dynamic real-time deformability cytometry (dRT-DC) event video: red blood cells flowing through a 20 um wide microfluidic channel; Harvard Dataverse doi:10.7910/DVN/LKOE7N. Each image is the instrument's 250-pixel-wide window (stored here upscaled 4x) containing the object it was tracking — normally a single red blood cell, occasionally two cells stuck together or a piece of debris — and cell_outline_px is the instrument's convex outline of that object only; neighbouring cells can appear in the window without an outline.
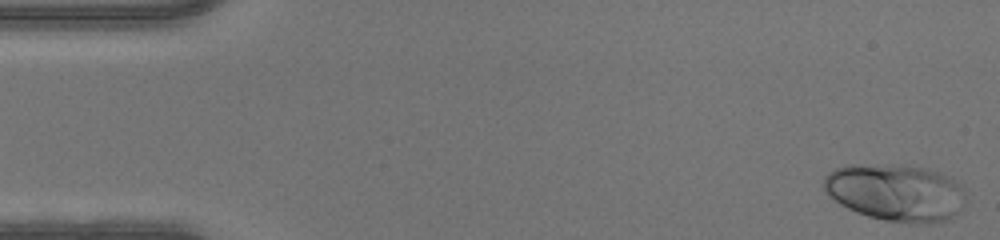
{"species": "human", "species_latin": "Homo sapiens", "temperature_condition": "warm", "stored_images_in_passage": 47, "camera_frame_rate_fps": 3000, "um_per_image_px": 0.085, "donor": {"sex": "male"}, "frame": {"image": 1, "passage_image": 1, "time_ms": 0.0, "image_size_px": [1000, 240], "cell_outline_px": [[964, 204], [960, 212], [952, 220], [916, 224], [884, 220], [868, 216], [856, 212], [840, 204], [824, 192], [824, 176], [828, 172], [836, 168], [848, 164], [856, 164], [928, 168], [952, 176], [964, 188]], "centroid_in_image_um": [76.18, 16.38], "position_along_channel_um": 8.8, "area_um2": 47.57}}
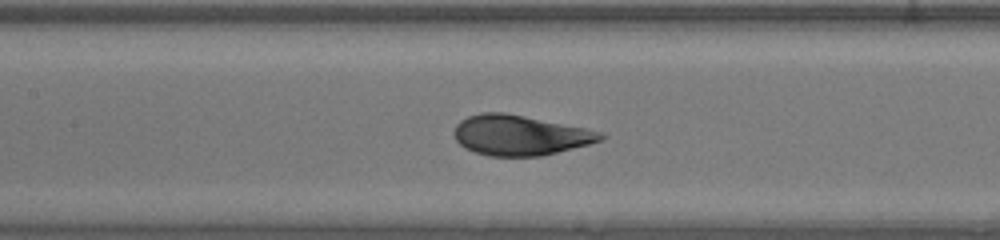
{"frame": {"image": 2, "passage_image": 21, "time_ms": 6.667, "image_size_px": [1000, 240], "cell_outline_px": [[608, 136], [604, 140], [540, 156], [488, 156], [464, 148], [456, 140], [452, 132], [456, 124], [460, 120], [468, 116], [480, 112], [504, 112], [604, 132]], "centroid_in_image_um": [44.17, 11.49], "position_along_channel_um": 163.2, "area_um2": 34.28}}
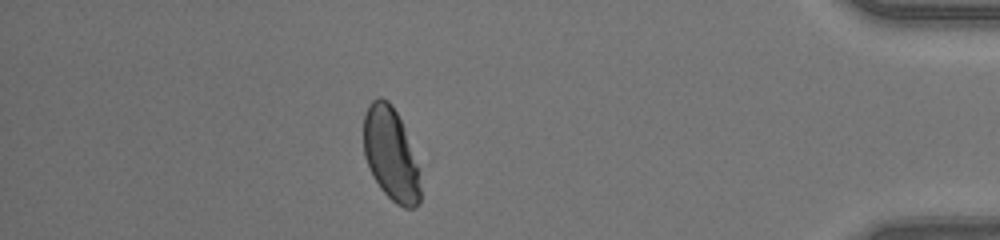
{"frame": {"image": 3, "passage_image": 41, "time_ms": 13.333, "image_size_px": [1000, 240], "cell_outline_px": [[420, 200], [416, 208], [404, 208], [396, 204], [380, 188], [372, 176], [364, 156], [364, 112], [368, 104], [376, 96], [380, 96], [388, 100], [392, 104], [404, 128], [416, 164], [420, 188]], "centroid_in_image_um": [33.18, 13.09], "position_along_channel_um": 402.0, "area_um2": 30.52}}